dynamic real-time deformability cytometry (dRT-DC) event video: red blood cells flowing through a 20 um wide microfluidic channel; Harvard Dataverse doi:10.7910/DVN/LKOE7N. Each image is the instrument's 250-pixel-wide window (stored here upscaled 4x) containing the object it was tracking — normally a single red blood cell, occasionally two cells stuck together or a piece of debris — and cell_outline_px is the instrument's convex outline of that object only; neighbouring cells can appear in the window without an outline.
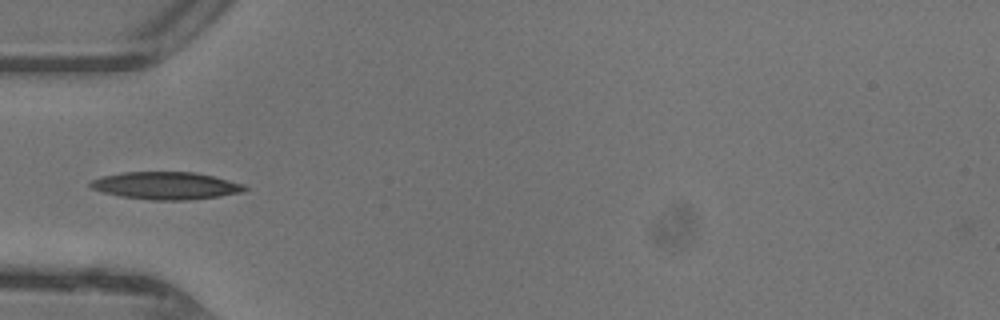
{"species": "common noctule bat (a hibernating species)", "species_latin": "Nyctalus noctula", "temperature_condition": "warm", "stored_images_in_passage": 32, "camera_frame_rate_fps": 3000, "um_per_image_px": 0.085, "animal": {"sex": "female"}, "frame": {"image": 1, "passage_image": 1, "time_ms": 0.0, "image_size_px": [1000, 320], "cell_outline_px": [[248, 188], [244, 192], [220, 196], [188, 200], [152, 200], [120, 196], [104, 192], [92, 188], [88, 184], [92, 180], [104, 176], [124, 172], [192, 172], [212, 176], [244, 184]], "centroid_in_image_um": [14.13, 15.78], "position_along_channel_um": 70.9, "area_um2": 24.51}}
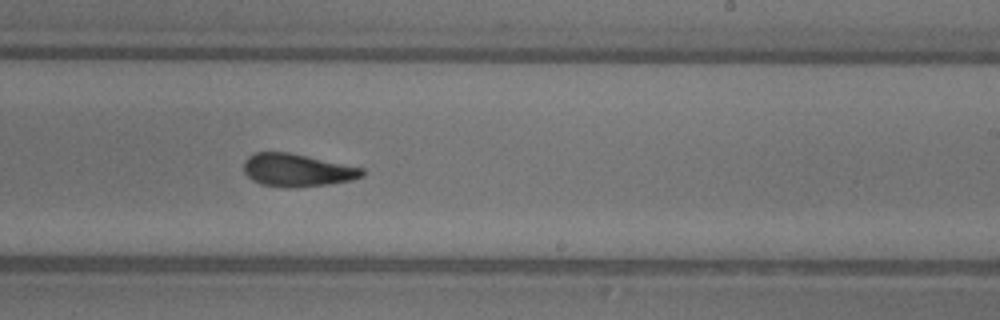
{"frame": {"image": 2, "passage_image": 14, "time_ms": 4.333, "image_size_px": [1000, 320], "cell_outline_px": [[364, 176], [352, 180], [328, 184], [292, 188], [284, 188], [260, 184], [252, 180], [244, 172], [244, 160], [248, 156], [256, 152], [288, 152], [364, 168]], "centroid_in_image_um": [25.24, 14.47], "position_along_channel_um": 263.8, "area_um2": 22.72}}
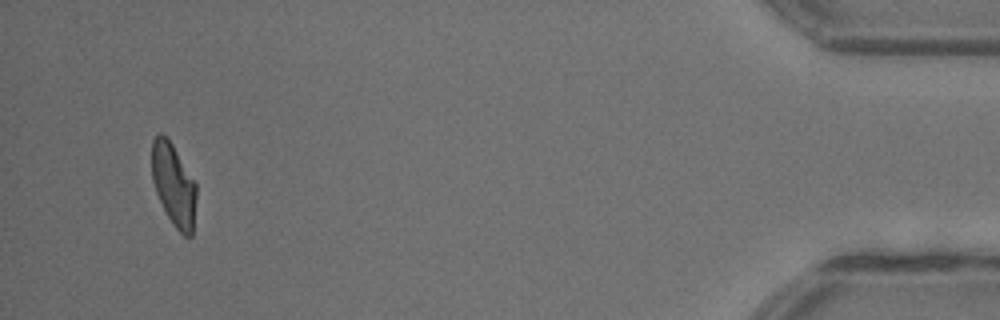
{"frame": {"image": 3, "passage_image": 30, "time_ms": 9.667, "image_size_px": [1000, 320], "cell_outline_px": [[196, 196], [192, 236], [184, 236], [172, 224], [156, 192], [152, 180], [152, 140], [160, 132], [172, 144], [196, 184]], "centroid_in_image_um": [14.76, 15.72], "position_along_channel_um": 420.4, "area_um2": 20.98}, "authors_computed_cell_mechanics": {"area_um2": 22.6865, "velocity_mm_per_s": 4.4397, "shape_relaxation_time_tau1_ms": 6.674, "shape_relaxation_time_tau2_ms": 2.0487, "deformation_change_tau1": 0.2195, "deformation_change_tau2": 0.0892}}